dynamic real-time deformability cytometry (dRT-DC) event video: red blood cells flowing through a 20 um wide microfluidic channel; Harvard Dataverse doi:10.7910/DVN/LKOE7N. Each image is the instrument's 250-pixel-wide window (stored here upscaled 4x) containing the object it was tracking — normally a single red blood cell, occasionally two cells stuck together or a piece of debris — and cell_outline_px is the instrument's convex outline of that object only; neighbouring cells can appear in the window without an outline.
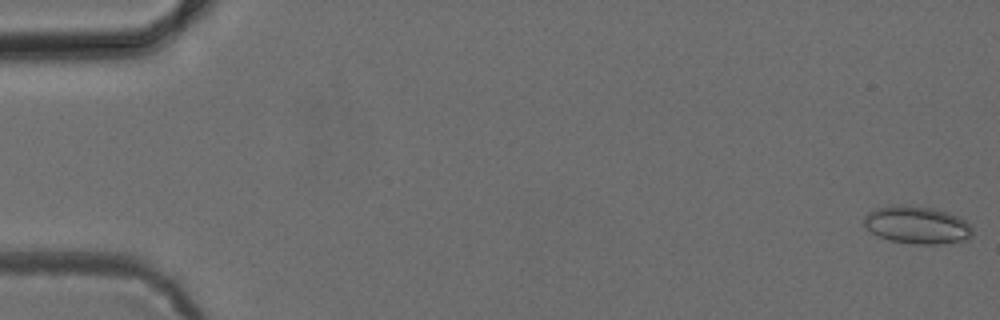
{"species": "common noctule bat (a hibernating species)", "species_latin": "Nyctalus noctula", "temperature_condition": "cold", "stored_images_in_passage": 48, "camera_frame_rate_fps": 3000, "um_per_image_px": 0.085, "animal": {"sex": "female", "body_mass_g": 24.6, "forearm_length_mm": 56.2}, "frame": {"image": 1, "passage_image": 1, "time_ms": 0.0, "image_size_px": [1000, 320], "cell_outline_px": [[972, 236], [968, 240], [936, 244], [916, 244], [888, 240], [872, 232], [864, 224], [864, 216], [868, 212], [876, 208], [932, 208], [948, 212], [964, 220], [972, 228]], "centroid_in_image_um": [77.99, 19.18], "position_along_channel_um": 7.0, "area_um2": 22.83}}
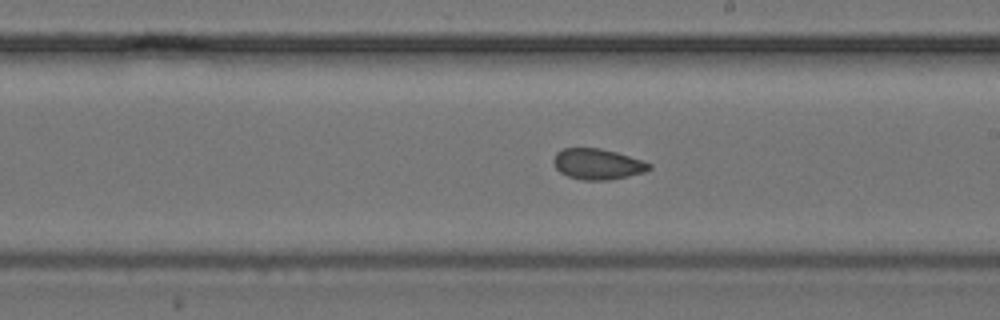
{"frame": {"image": 2, "passage_image": 30, "time_ms": 9.667, "image_size_px": [1000, 320], "cell_outline_px": [[652, 168], [644, 172], [628, 176], [608, 180], [584, 180], [568, 176], [560, 172], [556, 168], [552, 160], [556, 152], [564, 148], [600, 148], [616, 152], [644, 160], [652, 164]], "centroid_in_image_um": [50.81, 13.94], "position_along_channel_um": 238.2, "area_um2": 17.22}}
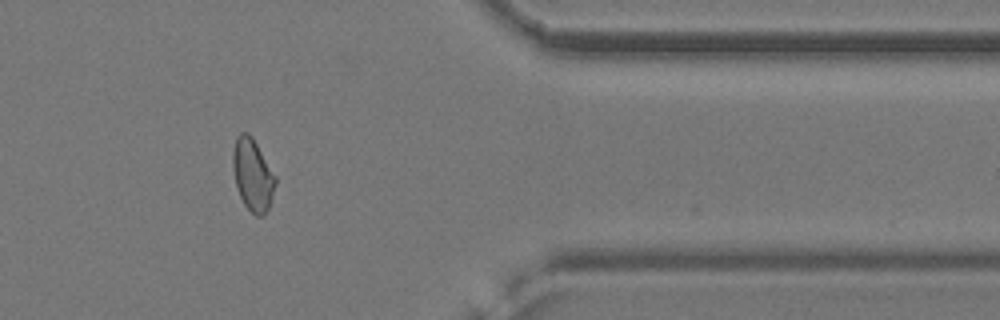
{"frame": {"image": 3, "passage_image": 43, "time_ms": 14.0, "image_size_px": [1000, 320], "cell_outline_px": [[276, 184], [268, 208], [264, 216], [256, 216], [244, 204], [240, 196], [236, 184], [232, 168], [232, 152], [236, 136], [240, 132], [248, 132], [252, 136], [276, 176]], "centroid_in_image_um": [21.47, 14.83], "position_along_channel_um": 389.9, "area_um2": 17.92}}